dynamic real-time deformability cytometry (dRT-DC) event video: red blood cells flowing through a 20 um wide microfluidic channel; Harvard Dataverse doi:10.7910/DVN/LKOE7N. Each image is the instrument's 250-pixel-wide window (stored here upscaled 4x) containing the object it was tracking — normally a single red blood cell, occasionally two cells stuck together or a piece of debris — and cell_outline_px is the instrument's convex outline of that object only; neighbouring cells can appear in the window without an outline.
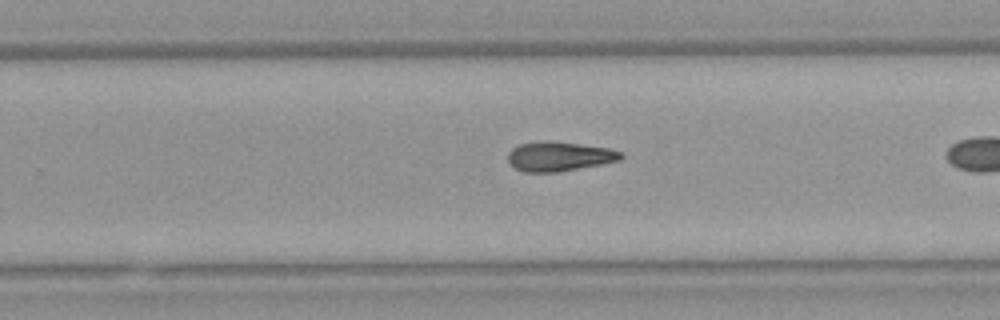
{"species": "Egyptian fruit bat (a non-hibernating species)", "species_latin": "Rousettus aegyptiacus", "temperature_condition": "warm", "stored_images_in_passage": 26, "camera_frame_rate_fps": 3000, "um_per_image_px": 0.085, "animal": {"sex": "female"}, "frame": {"image": 1, "passage_image": 19, "time_ms": 6.0, "image_size_px": [1000, 320], "cell_outline_px": [[624, 156], [620, 160], [600, 164], [556, 172], [524, 172], [516, 168], [508, 160], [508, 152], [516, 144], [544, 140], [552, 140], [608, 148], [620, 152]], "centroid_in_image_um": [47.49, 13.27], "position_along_channel_um": 282.3, "area_um2": 19.36}}